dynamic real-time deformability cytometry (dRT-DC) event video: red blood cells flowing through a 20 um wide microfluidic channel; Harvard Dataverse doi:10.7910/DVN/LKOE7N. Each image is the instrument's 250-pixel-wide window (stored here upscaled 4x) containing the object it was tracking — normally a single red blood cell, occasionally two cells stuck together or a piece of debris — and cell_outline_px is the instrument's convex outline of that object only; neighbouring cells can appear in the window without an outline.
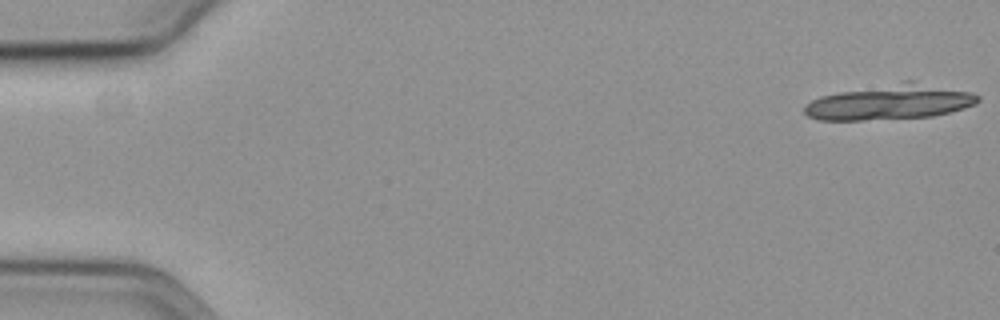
{"species": "common noctule bat (a hibernating species)", "species_latin": "Nyctalus noctula", "temperature_condition": "cold", "stored_images_in_passage": 19, "camera_frame_rate_fps": 3000, "um_per_image_px": 0.085, "animal": {"sex": "female", "body_mass_g": 19.3, "forearm_length_mm": 54.1}, "frame": {"image": 1, "passage_image": 1, "time_ms": 0.0, "image_size_px": [1000, 320], "cell_outline_px": [[980, 100], [964, 108], [932, 116], [864, 120], [820, 120], [808, 116], [804, 112], [804, 104], [820, 96], [840, 92], [904, 80], [912, 80], [972, 92], [980, 96]], "centroid_in_image_um": [75.65, 8.67], "position_along_channel_um": 9.4, "area_um2": 35.32}}